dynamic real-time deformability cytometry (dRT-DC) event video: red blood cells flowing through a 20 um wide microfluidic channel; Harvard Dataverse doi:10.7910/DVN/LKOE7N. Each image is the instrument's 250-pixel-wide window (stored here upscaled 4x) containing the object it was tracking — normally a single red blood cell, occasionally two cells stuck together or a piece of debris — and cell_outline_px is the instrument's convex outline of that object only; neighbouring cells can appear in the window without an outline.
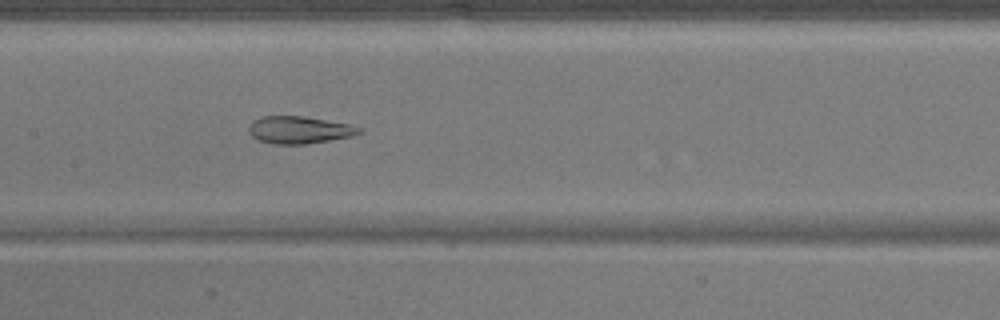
{"species": "common noctule bat (a hibernating species)", "species_latin": "Nyctalus noctula", "temperature_condition": "warm", "stored_images_in_passage": 49, "camera_frame_rate_fps": 3000, "um_per_image_px": 0.085, "animal": {"sex": "male", "body_mass_g": 17.9}, "frame": {"image": 1, "passage_image": 26, "time_ms": 8.333, "image_size_px": [1000, 320], "cell_outline_px": [[364, 128], [360, 132], [352, 136], [304, 144], [272, 144], [256, 140], [248, 132], [248, 128], [252, 120], [264, 116], [304, 116], [348, 124]], "centroid_in_image_um": [25.38, 11.04], "position_along_channel_um": 182.0, "area_um2": 17.57}}
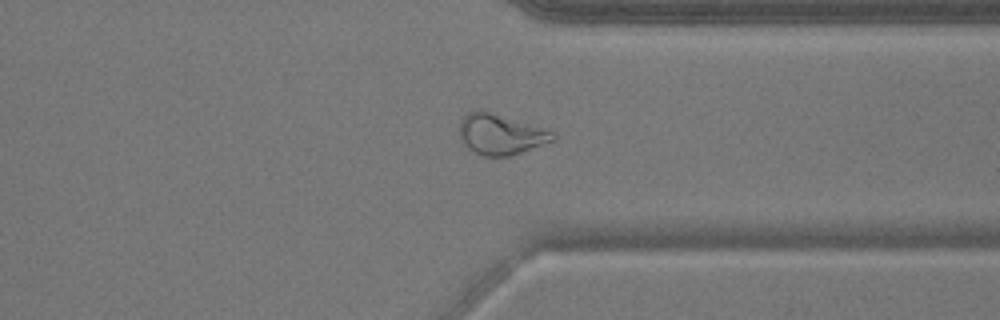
{"frame": {"image": 2, "passage_image": 40, "time_ms": 13.0, "image_size_px": [1000, 320], "cell_outline_px": [[556, 140], [508, 156], [484, 156], [468, 148], [460, 140], [460, 120], [468, 112], [488, 112], [556, 132]], "centroid_in_image_um": [42.56, 11.44], "position_along_channel_um": 368.8, "area_um2": 21.44}}
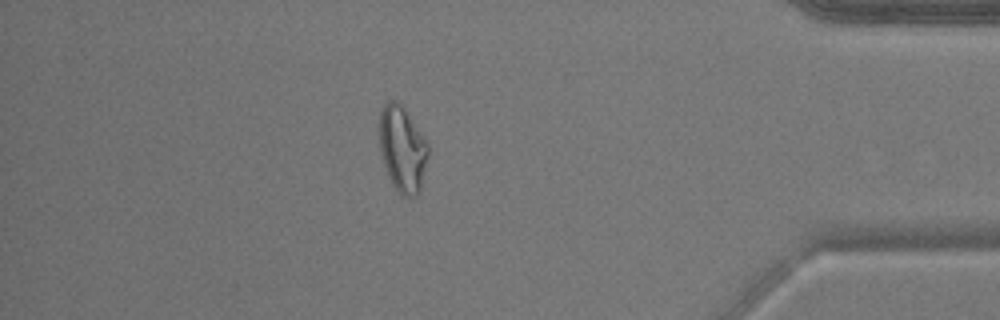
{"frame": {"image": 3, "passage_image": 45, "time_ms": 14.667, "image_size_px": [1000, 320], "cell_outline_px": [[428, 156], [420, 192], [416, 196], [404, 196], [392, 184], [388, 176], [380, 152], [380, 112], [384, 104], [388, 100], [396, 100], [404, 108], [428, 144]], "centroid_in_image_um": [34.2, 12.67], "position_along_channel_um": 401.0, "area_um2": 24.1}}